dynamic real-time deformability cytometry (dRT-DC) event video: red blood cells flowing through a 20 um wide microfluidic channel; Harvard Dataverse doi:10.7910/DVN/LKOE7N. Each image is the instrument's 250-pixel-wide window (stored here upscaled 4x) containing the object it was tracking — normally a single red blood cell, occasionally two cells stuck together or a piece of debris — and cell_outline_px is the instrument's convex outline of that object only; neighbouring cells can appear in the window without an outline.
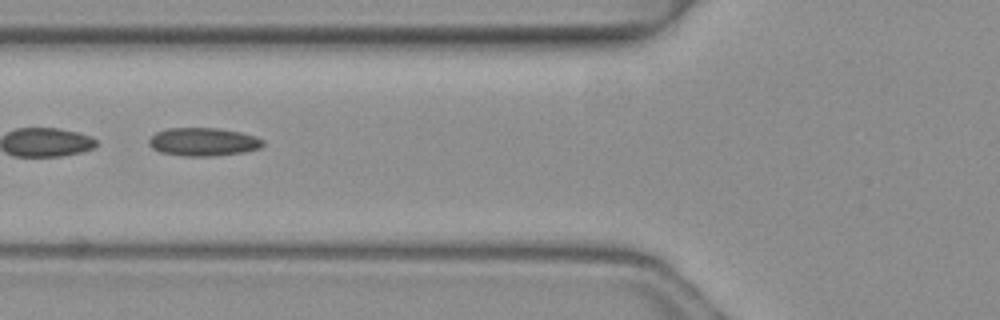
{"species": "common noctule bat (a hibernating species)", "species_latin": "Nyctalus noctula", "temperature_condition": "warm", "stored_images_in_passage": 2, "camera_frame_rate_fps": 3000, "um_per_image_px": 0.085, "animal": {"sex": "female", "body_mass_g": 19.3, "forearm_length_mm": 54.1}, "frame": {"image": 1, "passage_image": 2, "time_ms": 0.333, "image_size_px": [1000, 320], "cell_outline_px": [[264, 144], [260, 148], [244, 152], [212, 156], [184, 156], [160, 152], [152, 148], [148, 144], [148, 140], [156, 132], [168, 128], [220, 128], [240, 132], [256, 136], [264, 140]], "centroid_in_image_um": [17.28, 12.05], "position_along_channel_um": 108.5, "area_um2": 18.84}}